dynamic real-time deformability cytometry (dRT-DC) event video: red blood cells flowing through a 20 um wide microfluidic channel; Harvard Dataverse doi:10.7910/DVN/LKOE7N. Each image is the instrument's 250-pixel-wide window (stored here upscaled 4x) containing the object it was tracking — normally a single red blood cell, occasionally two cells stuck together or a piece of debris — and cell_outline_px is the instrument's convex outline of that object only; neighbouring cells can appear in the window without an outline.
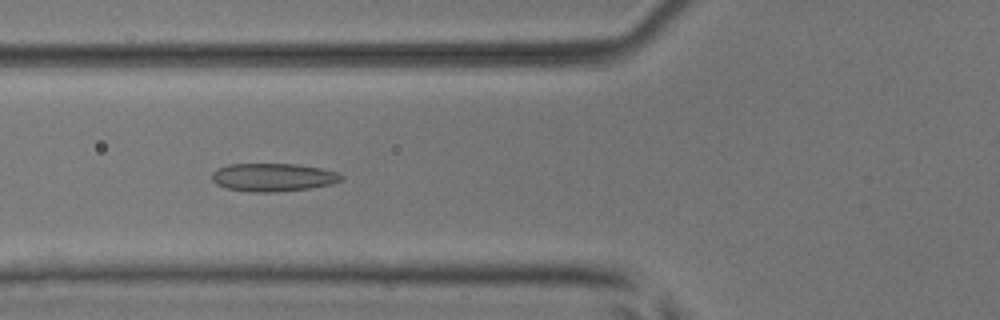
{"species": "common noctule bat (a hibernating species)", "species_latin": "Nyctalus noctula", "temperature_condition": "room temperature", "stored_images_in_passage": 50, "camera_frame_rate_fps": 3000, "um_per_image_px": 0.085, "animal": {"sex": "male", "body_mass_g": 17.9, "forearm_length_mm": 54.2}, "frame": {"image": 1, "passage_image": 19, "time_ms": 6.0, "image_size_px": [1000, 320], "cell_outline_px": [[344, 180], [332, 184], [308, 188], [268, 192], [248, 192], [228, 188], [216, 184], [212, 180], [212, 172], [216, 168], [228, 164], [296, 164], [320, 168], [336, 172], [344, 176]], "centroid_in_image_um": [23.19, 15.06], "position_along_channel_um": 102.6, "area_um2": 21.15}}
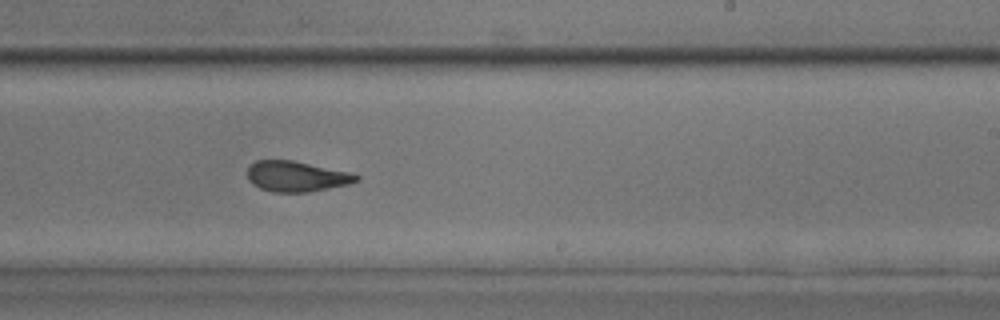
{"frame": {"image": 2, "passage_image": 31, "time_ms": 10.0, "image_size_px": [1000, 320], "cell_outline_px": [[360, 180], [348, 184], [308, 192], [272, 192], [260, 188], [252, 184], [248, 180], [248, 168], [256, 160], [292, 160], [352, 172], [360, 176]], "centroid_in_image_um": [25.22, 14.99], "position_along_channel_um": 263.8, "area_um2": 19.42}}
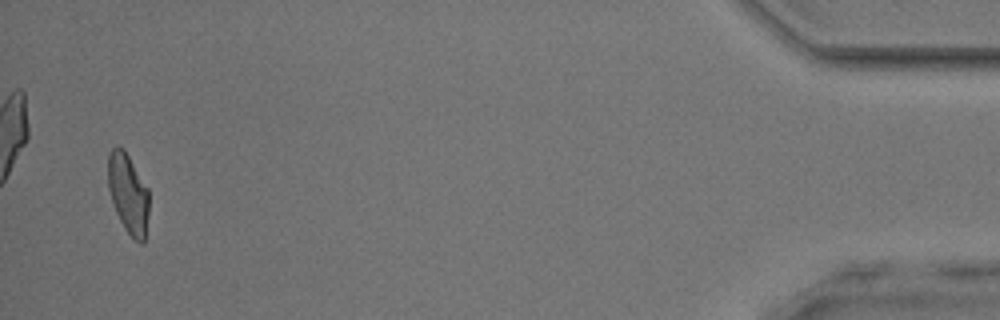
{"frame": {"image": 3, "passage_image": 49, "time_ms": 16.0, "image_size_px": [1000, 320], "cell_outline_px": [[148, 212], [144, 244], [140, 244], [124, 228], [116, 212], [108, 188], [108, 152], [116, 144], [124, 148], [148, 188]], "centroid_in_image_um": [10.88, 16.41], "position_along_channel_um": 424.3, "area_um2": 19.07}, "authors_computed_cell_mechanics": {"area_um2": 20.1722, "velocity_mm_per_s": 4.0474, "shape_relaxation_time_tau1_ms": 7.8947, "shape_relaxation_time_tau2_ms": 1.3341, "deformation_change_tau1": 0.1823, "deformation_change_tau2": 0.0904}}